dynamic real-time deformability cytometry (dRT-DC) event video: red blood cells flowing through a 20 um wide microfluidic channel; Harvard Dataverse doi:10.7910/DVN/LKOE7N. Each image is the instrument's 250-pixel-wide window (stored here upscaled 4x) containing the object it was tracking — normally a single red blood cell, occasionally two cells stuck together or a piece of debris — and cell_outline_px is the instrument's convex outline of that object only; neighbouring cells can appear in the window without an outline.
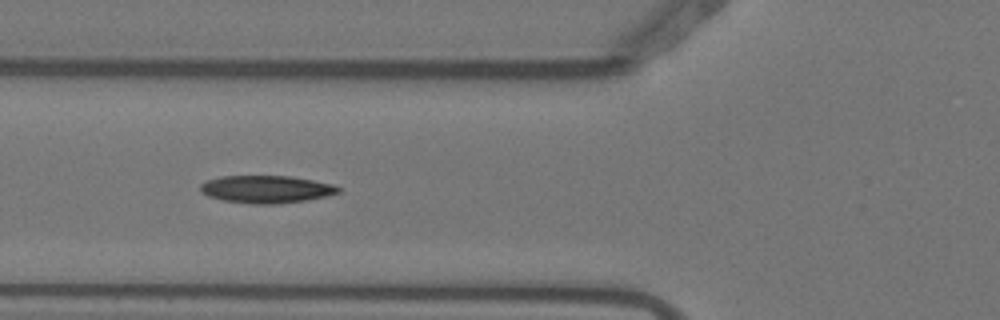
{"species": "Egyptian fruit bat (a non-hibernating species)", "species_latin": "Rousettus aegyptiacus", "temperature_condition": "warm", "stored_images_in_passage": 8, "camera_frame_rate_fps": 3000, "um_per_image_px": 0.085, "animal": {"sex": "female"}, "frame": {"image": 1, "passage_image": 4, "time_ms": 1.0, "image_size_px": [1000, 320], "cell_outline_px": [[340, 192], [328, 196], [304, 200], [276, 204], [252, 204], [224, 200], [208, 196], [200, 192], [200, 184], [208, 180], [220, 176], [288, 176], [312, 180], [332, 184], [340, 188]], "centroid_in_image_um": [22.61, 16.08], "position_along_channel_um": 103.2, "area_um2": 22.02}}
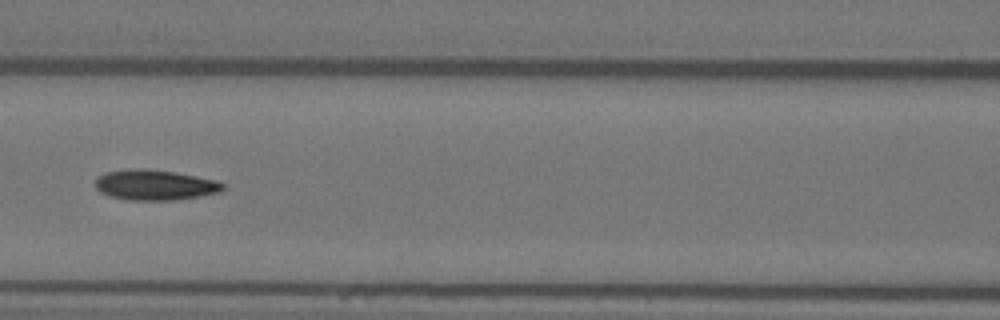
{"frame": {"image": 2, "passage_image": 5, "time_ms": 1.333, "image_size_px": [1000, 320], "cell_outline_px": [[228, 188], [220, 192], [200, 196], [176, 200], [128, 200], [108, 196], [100, 192], [96, 188], [96, 180], [100, 176], [108, 172], [132, 168], [172, 172], [196, 176], [216, 180], [224, 184]], "centroid_in_image_um": [13.21, 15.74], "position_along_channel_um": 153.4, "area_um2": 22.43}}
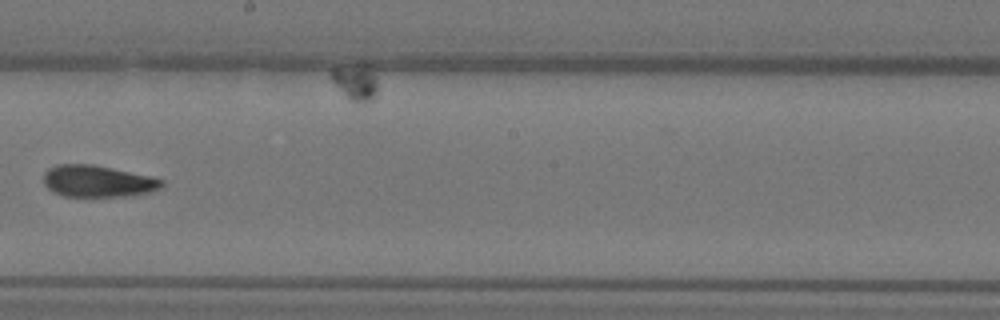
{"frame": {"image": 3, "passage_image": 7, "time_ms": 2.0, "image_size_px": [1000, 320], "cell_outline_px": [[164, 188], [152, 192], [132, 196], [64, 196], [52, 192], [44, 184], [44, 172], [48, 168], [56, 164], [92, 164], [148, 176], [164, 180]], "centroid_in_image_um": [8.31, 15.41], "position_along_channel_um": 239.9, "area_um2": 21.96}}